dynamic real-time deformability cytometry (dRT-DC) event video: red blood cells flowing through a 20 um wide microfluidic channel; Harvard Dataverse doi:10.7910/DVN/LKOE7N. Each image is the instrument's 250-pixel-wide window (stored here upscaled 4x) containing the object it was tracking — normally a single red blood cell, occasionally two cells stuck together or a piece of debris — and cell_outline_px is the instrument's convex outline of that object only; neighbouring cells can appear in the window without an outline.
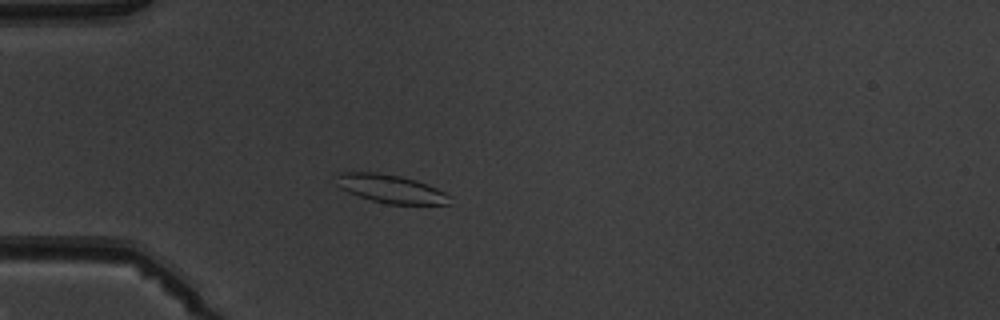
{"species": "common noctule bat (a hibernating species)", "species_latin": "Nyctalus noctula", "temperature_condition": "warm", "stored_images_in_passage": 3, "camera_frame_rate_fps": 3000, "um_per_image_px": 0.085, "animal": {"sex": "male", "body_mass_g": 19.5, "forearm_length_mm": 54.6}, "frame": {"image": 1, "passage_image": 3, "time_ms": 2.0, "image_size_px": [1000, 320], "cell_outline_px": [[452, 196], [448, 204], [388, 204], [372, 200], [348, 192], [340, 188], [336, 184], [336, 176], [340, 172], [376, 172], [400, 176], [416, 180], [436, 188]], "centroid_in_image_um": [33.2, 16.04], "position_along_channel_um": 51.8, "area_um2": 18.61}}